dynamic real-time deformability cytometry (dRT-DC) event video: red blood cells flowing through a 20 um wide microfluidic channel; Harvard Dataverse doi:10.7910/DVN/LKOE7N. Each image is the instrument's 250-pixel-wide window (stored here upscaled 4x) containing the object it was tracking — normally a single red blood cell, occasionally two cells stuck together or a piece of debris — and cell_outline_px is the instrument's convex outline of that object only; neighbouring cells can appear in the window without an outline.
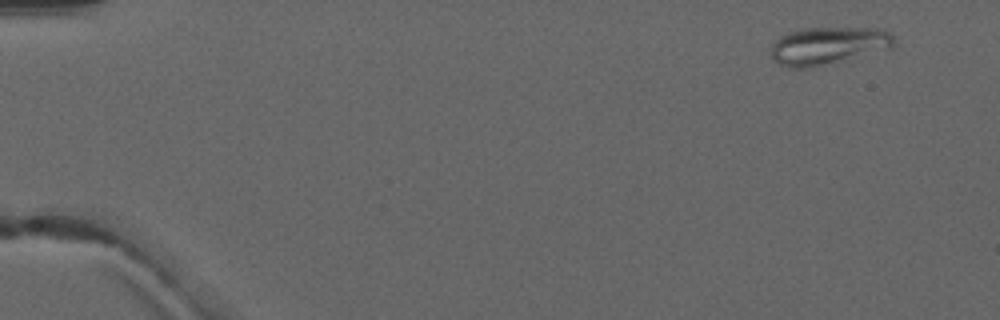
{"species": "common noctule bat (a hibernating species)", "species_latin": "Nyctalus noctula", "temperature_condition": "warm", "stored_images_in_passage": 4, "camera_frame_rate_fps": 3000, "um_per_image_px": 0.085, "animal": {"sex": "male", "forearm_length_mm": 52.5}, "frame": {"image": 1, "passage_image": 1, "time_ms": 0.0, "image_size_px": [1000, 320], "cell_outline_px": [[896, 40], [892, 48], [808, 68], [792, 68], [780, 64], [772, 60], [772, 44], [780, 36], [788, 32], [804, 28], [876, 28], [888, 32]], "centroid_in_image_um": [70.37, 3.87], "position_along_channel_um": 14.6, "area_um2": 26.65}}